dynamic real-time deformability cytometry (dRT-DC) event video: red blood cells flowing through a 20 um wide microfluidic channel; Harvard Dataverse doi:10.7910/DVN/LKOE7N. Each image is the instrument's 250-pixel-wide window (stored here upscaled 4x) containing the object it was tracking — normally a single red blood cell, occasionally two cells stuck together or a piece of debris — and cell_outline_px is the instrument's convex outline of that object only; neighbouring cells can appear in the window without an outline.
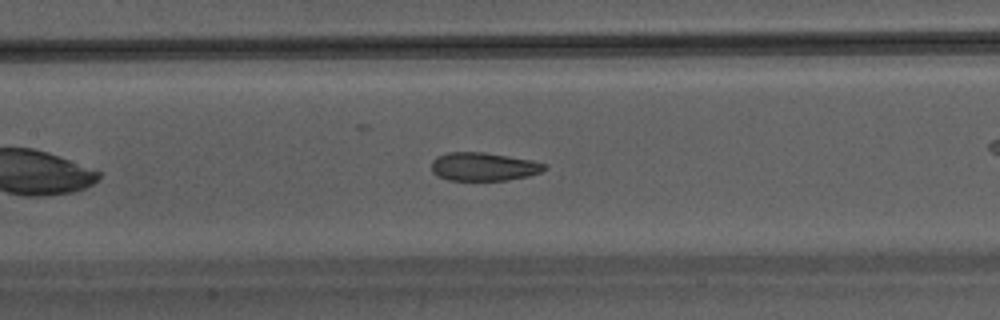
{"species": "Egyptian fruit bat (a non-hibernating species)", "species_latin": "Rousettus aegyptiacus", "temperature_condition": "warm", "stored_images_in_passage": 35, "camera_frame_rate_fps": 3000, "um_per_image_px": 0.085, "animal": {"sex": "male"}, "frame": {"image": 1, "passage_image": 11, "time_ms": 3.333, "image_size_px": [1000, 320], "cell_outline_px": [[548, 168], [540, 172], [528, 176], [508, 180], [448, 180], [436, 176], [432, 172], [432, 160], [436, 156], [448, 152], [484, 152], [532, 160], [544, 164]], "centroid_in_image_um": [41.07, 14.16], "position_along_channel_um": 166.3, "area_um2": 18.73}}